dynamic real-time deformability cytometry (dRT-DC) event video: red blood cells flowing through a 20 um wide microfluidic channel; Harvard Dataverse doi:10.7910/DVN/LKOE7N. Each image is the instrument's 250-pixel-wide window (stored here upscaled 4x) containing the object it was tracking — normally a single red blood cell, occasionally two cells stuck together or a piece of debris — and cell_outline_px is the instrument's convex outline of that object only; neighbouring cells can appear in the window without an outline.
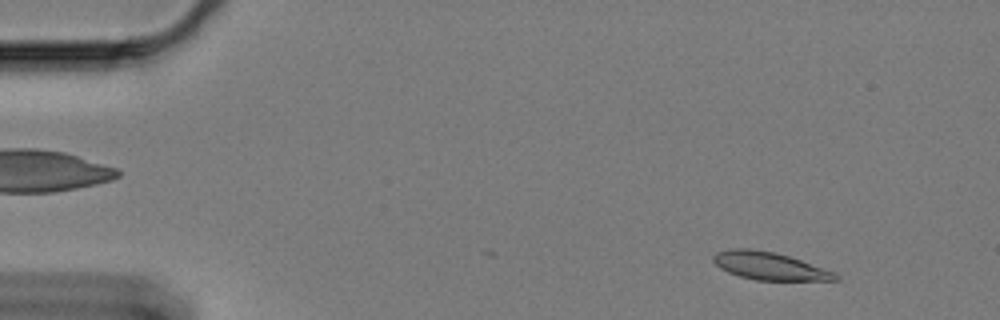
{"species": "Egyptian fruit bat (a non-hibernating species)", "species_latin": "Rousettus aegyptiacus", "temperature_condition": "cold", "stored_images_in_passage": 59, "camera_frame_rate_fps": 3000, "um_per_image_px": 0.085, "animal": {"sex": "female"}, "frame": {"image": 1, "passage_image": 5, "time_ms": 1.333, "image_size_px": [1000, 320], "cell_outline_px": [[840, 280], [756, 280], [740, 276], [728, 272], [720, 268], [712, 260], [712, 256], [716, 252], [732, 248], [748, 248], [776, 252], [836, 272], [840, 276]], "centroid_in_image_um": [65.4, 22.6], "position_along_channel_um": 19.6, "area_um2": 19.71}}
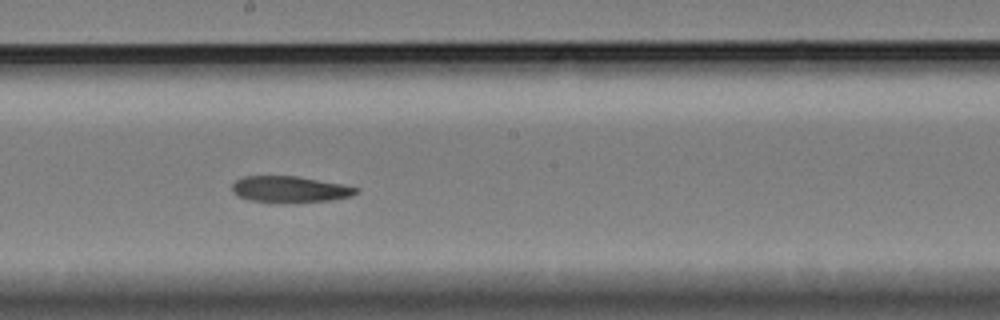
{"frame": {"image": 2, "passage_image": 32, "time_ms": 10.333, "image_size_px": [1000, 320], "cell_outline_px": [[360, 192], [352, 196], [332, 200], [248, 200], [236, 196], [232, 192], [232, 184], [236, 180], [244, 176], [296, 176], [340, 184], [360, 188]], "centroid_in_image_um": [24.63, 16.05], "position_along_channel_um": 223.6, "area_um2": 18.21}}
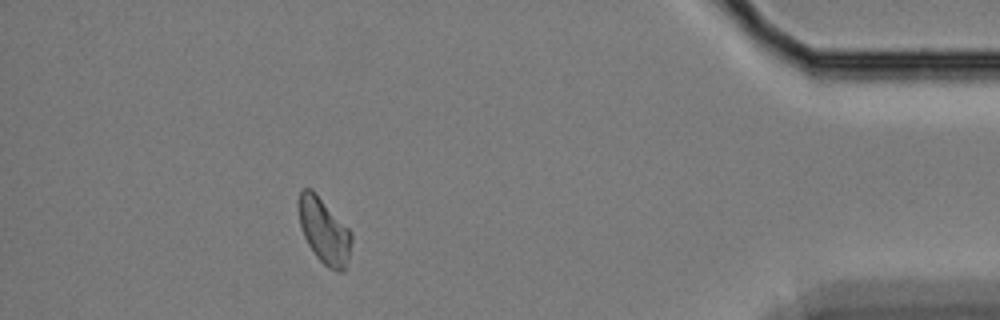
{"frame": {"image": 3, "passage_image": 53, "time_ms": 17.333, "image_size_px": [1000, 320], "cell_outline_px": [[352, 240], [348, 260], [344, 272], [336, 272], [328, 268], [316, 256], [308, 244], [304, 236], [300, 224], [300, 192], [304, 188], [312, 188], [352, 232]], "centroid_in_image_um": [27.59, 19.66], "position_along_channel_um": 407.6, "area_um2": 19.94}, "authors_computed_cell_mechanics": {"area_um2": 20.1144, "velocity_mm_per_s": 3.3055, "shape_relaxation_time_tau1_ms": null, "shape_relaxation_time_tau2_ms": 9.0708, "deformation_change_tau1": null, "deformation_change_tau2": 0.1393}}